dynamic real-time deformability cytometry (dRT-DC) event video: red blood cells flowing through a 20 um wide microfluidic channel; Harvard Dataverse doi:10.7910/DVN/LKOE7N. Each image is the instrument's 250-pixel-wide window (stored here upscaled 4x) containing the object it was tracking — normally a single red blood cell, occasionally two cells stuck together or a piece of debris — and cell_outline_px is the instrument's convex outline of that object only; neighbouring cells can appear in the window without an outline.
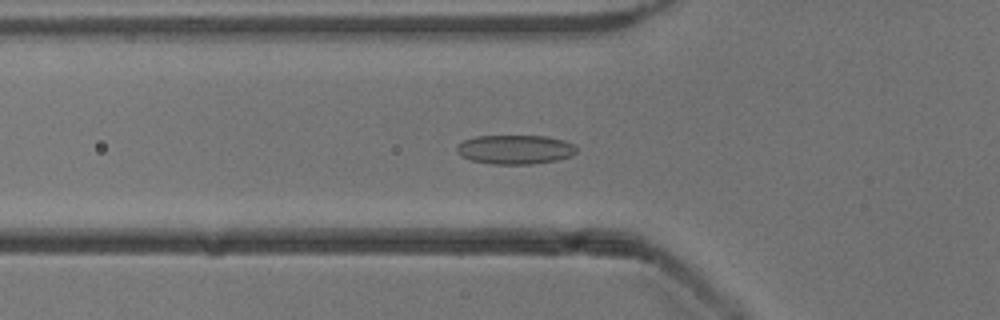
{"species": "common noctule bat (a hibernating species)", "species_latin": "Nyctalus noctula", "temperature_condition": "cold", "stored_images_in_passage": 46, "camera_frame_rate_fps": 3000, "um_per_image_px": 0.085, "animal": {"sex": "male", "body_mass_g": 13.3}, "frame": {"image": 1, "passage_image": 11, "time_ms": 3.333, "image_size_px": [1000, 320], "cell_outline_px": [[576, 152], [572, 156], [556, 160], [532, 164], [492, 164], [472, 160], [460, 156], [456, 152], [456, 144], [464, 140], [476, 136], [544, 136], [564, 140], [572, 144], [576, 148]], "centroid_in_image_um": [43.75, 12.71], "position_along_channel_um": 82.1, "area_um2": 20.4}}
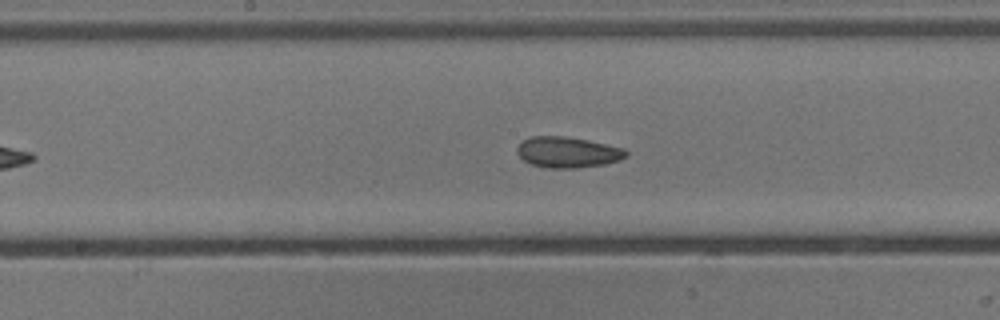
{"frame": {"image": 2, "passage_image": 20, "time_ms": 6.333, "image_size_px": [1000, 320], "cell_outline_px": [[628, 156], [620, 160], [604, 164], [576, 168], [544, 168], [532, 164], [524, 160], [516, 152], [516, 148], [524, 140], [532, 136], [564, 136], [588, 140], [624, 148], [628, 152]], "centroid_in_image_um": [48.27, 12.94], "position_along_channel_um": 199.9, "area_um2": 19.59}}
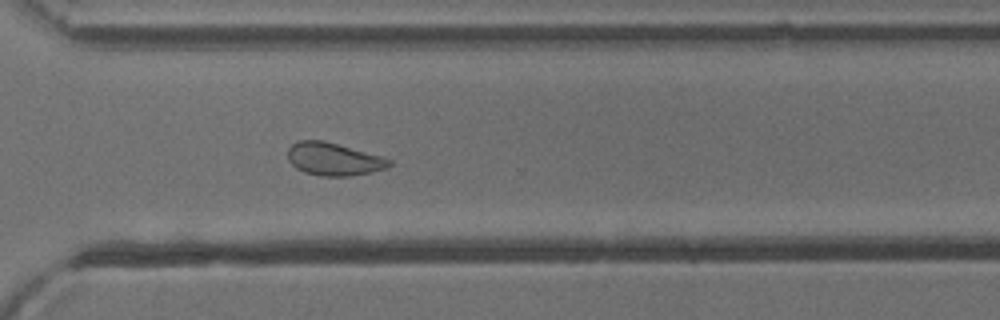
{"frame": {"image": 3, "passage_image": 31, "time_ms": 10.0, "image_size_px": [1000, 320], "cell_outline_px": [[392, 164], [388, 168], [372, 172], [348, 176], [320, 176], [304, 172], [296, 168], [288, 160], [288, 148], [296, 140], [324, 140], [384, 156], [392, 160]], "centroid_in_image_um": [28.39, 13.52], "position_along_channel_um": 342.2, "area_um2": 19.71}, "authors_computed_cell_mechanics": {"area_um2": 20.4034, "velocity_mm_per_s": 3.8965, "shape_relaxation_time_tau1_ms": null, "shape_relaxation_time_tau2_ms": 2.4235, "deformation_change_tau1": null, "deformation_change_tau2": 0.0811}}